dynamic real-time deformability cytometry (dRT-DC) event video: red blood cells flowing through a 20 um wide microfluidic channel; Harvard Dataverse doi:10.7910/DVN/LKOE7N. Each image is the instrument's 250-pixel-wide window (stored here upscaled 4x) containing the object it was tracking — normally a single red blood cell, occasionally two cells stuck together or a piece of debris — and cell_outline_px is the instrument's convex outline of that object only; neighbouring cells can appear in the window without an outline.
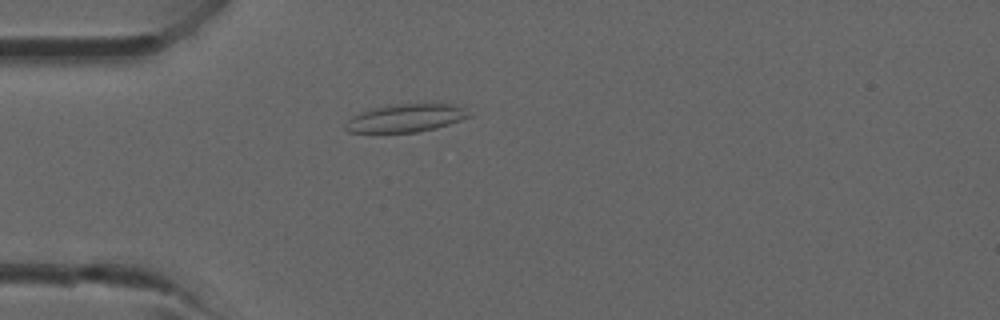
{"species": "common noctule bat (a hibernating species)", "species_latin": "Nyctalus noctula", "temperature_condition": "room temperature", "stored_images_in_passage": 37, "camera_frame_rate_fps": 3000, "um_per_image_px": 0.085, "animal": {"sex": "male", "forearm_length_mm": 52.5}, "frame": {"image": 1, "passage_image": 7, "time_ms": 2.0, "image_size_px": [1000, 320], "cell_outline_px": [[472, 116], [436, 128], [416, 132], [348, 132], [344, 128], [344, 124], [352, 116], [360, 112], [388, 104], [464, 104]], "centroid_in_image_um": [34.53, 10.02], "position_along_channel_um": 50.5, "area_um2": 20.29}}
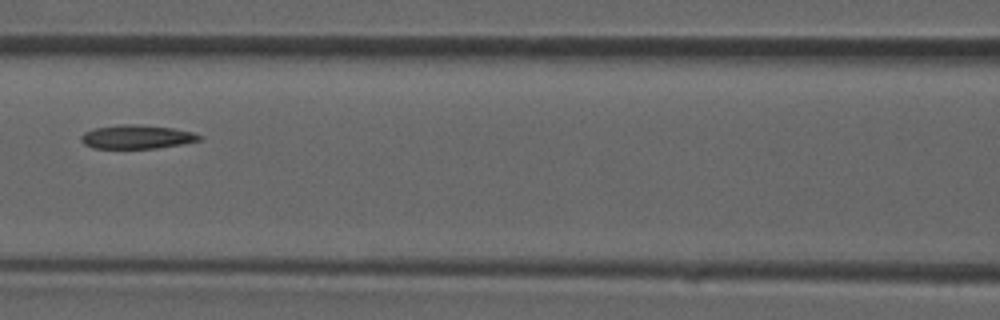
{"frame": {"image": 2, "passage_image": 14, "time_ms": 4.333, "image_size_px": [1000, 320], "cell_outline_px": [[200, 140], [180, 144], [156, 148], [92, 148], [84, 144], [80, 140], [80, 136], [84, 132], [96, 128], [120, 124], [140, 124], [172, 128], [192, 132], [200, 136]], "centroid_in_image_um": [11.57, 11.63], "position_along_channel_um": 155.0, "area_um2": 16.24}}
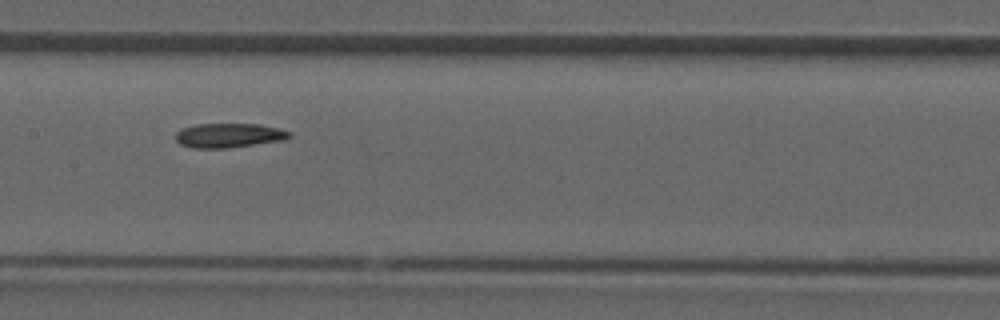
{"frame": {"image": 3, "passage_image": 16, "time_ms": 5.0, "image_size_px": [1000, 320], "cell_outline_px": [[292, 136], [284, 140], [228, 148], [192, 148], [180, 144], [176, 140], [176, 132], [180, 128], [196, 124], [260, 124], [280, 128], [292, 132]], "centroid_in_image_um": [19.47, 11.5], "position_along_channel_um": 187.9, "area_um2": 16.36}}